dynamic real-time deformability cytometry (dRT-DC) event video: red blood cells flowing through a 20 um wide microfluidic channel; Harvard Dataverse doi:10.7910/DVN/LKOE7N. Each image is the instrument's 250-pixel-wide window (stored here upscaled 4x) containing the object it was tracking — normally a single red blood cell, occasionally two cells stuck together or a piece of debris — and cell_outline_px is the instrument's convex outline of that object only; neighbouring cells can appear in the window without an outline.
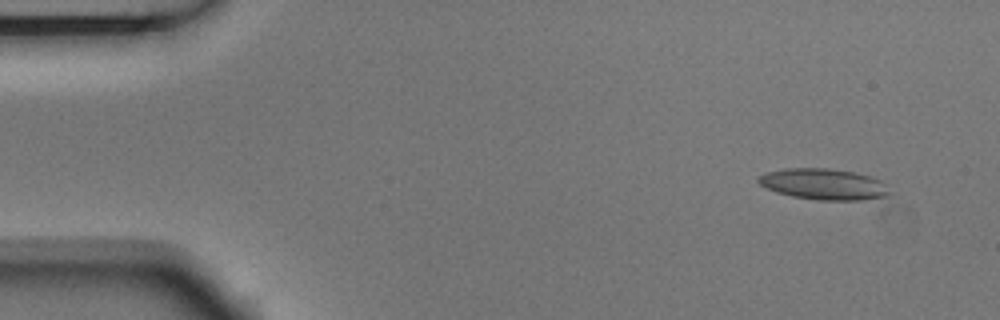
{"species": "Egyptian fruit bat (a non-hibernating species)", "species_latin": "Rousettus aegyptiacus", "temperature_condition": "room temperature", "stored_images_in_passage": 4, "camera_frame_rate_fps": 3000, "um_per_image_px": 0.085, "animal": {"sex": "male"}, "frame": {"image": 1, "passage_image": 1, "time_ms": 0.0, "image_size_px": [1000, 320], "cell_outline_px": [[888, 196], [860, 200], [820, 200], [792, 196], [776, 192], [760, 184], [756, 180], [756, 176], [768, 172], [784, 168], [828, 168], [852, 172], [872, 176], [880, 180], [888, 192]], "centroid_in_image_um": [69.96, 15.65], "position_along_channel_um": 15.0, "area_um2": 23.52}}